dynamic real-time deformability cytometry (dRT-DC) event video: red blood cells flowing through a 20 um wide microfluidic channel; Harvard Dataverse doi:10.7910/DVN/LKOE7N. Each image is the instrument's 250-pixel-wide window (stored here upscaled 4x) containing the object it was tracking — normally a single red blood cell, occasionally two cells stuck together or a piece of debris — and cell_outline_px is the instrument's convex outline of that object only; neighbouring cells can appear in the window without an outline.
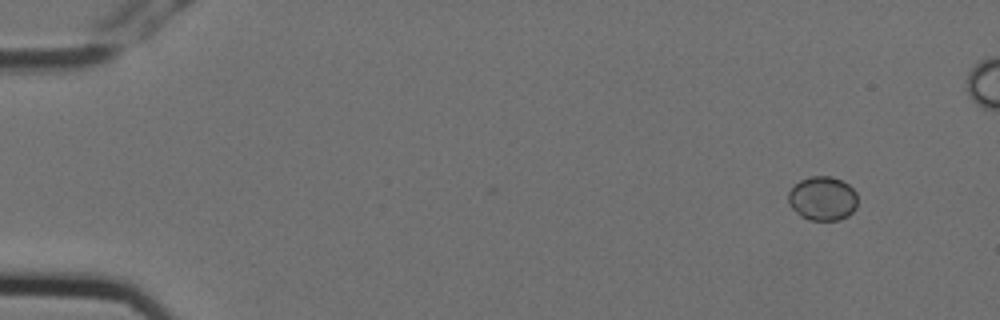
{"species": "Egyptian fruit bat (a non-hibernating species)", "species_latin": "Rousettus aegyptiacus", "temperature_condition": "cold", "stored_images_in_passage": 5, "camera_frame_rate_fps": 3000, "um_per_image_px": 0.085, "animal": {"sex": "female"}, "frame": {"image": 1, "passage_image": 1, "time_ms": 0.0, "image_size_px": [1000, 320], "cell_outline_px": [[856, 208], [848, 216], [840, 220], [808, 220], [800, 216], [788, 204], [788, 192], [800, 180], [812, 176], [832, 176], [848, 184], [856, 192]], "centroid_in_image_um": [69.91, 16.88], "position_along_channel_um": 15.1, "area_um2": 17.86}}